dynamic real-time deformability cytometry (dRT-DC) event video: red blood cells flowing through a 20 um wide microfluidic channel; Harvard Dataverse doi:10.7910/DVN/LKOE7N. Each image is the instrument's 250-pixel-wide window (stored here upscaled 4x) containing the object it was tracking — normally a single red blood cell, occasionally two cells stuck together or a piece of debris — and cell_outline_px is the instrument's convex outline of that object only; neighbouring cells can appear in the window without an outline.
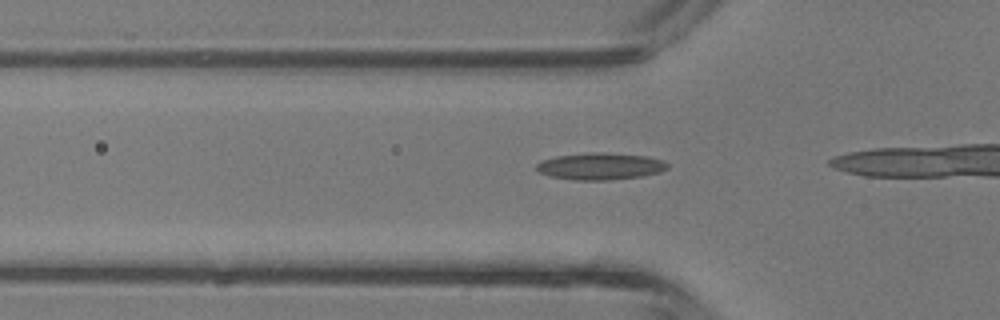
{"species": "common noctule bat (a hibernating species)", "species_latin": "Nyctalus noctula", "temperature_condition": "room temperature", "stored_images_in_passage": 10, "camera_frame_rate_fps": 3000, "um_per_image_px": 0.085, "animal": {"sex": "male", "body_mass_g": 13.3}, "frame": {"image": 1, "passage_image": 6, "time_ms": 1.667, "image_size_px": [1000, 320], "cell_outline_px": [[668, 168], [660, 172], [640, 176], [608, 180], [572, 180], [552, 176], [540, 172], [536, 168], [536, 164], [540, 160], [556, 156], [588, 152], [604, 152], [648, 156], [664, 160], [668, 164]], "centroid_in_image_um": [51.03, 14.12], "position_along_channel_um": 74.8, "area_um2": 20.63}}
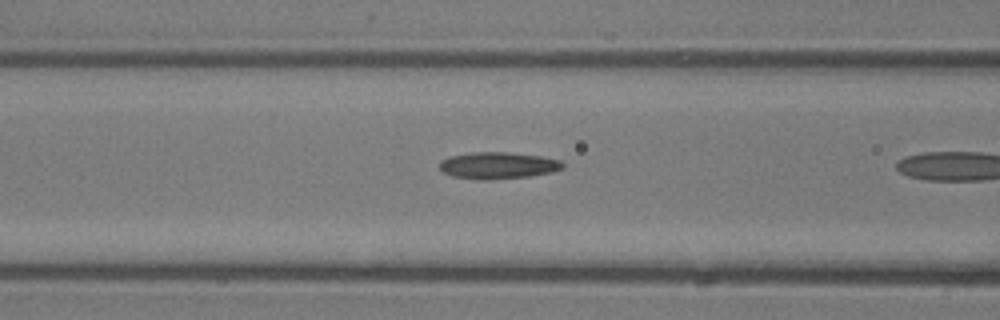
{"frame": {"image": 2, "passage_image": 9, "time_ms": 2.667, "image_size_px": [1000, 320], "cell_outline_px": [[564, 168], [552, 172], [528, 176], [488, 180], [480, 180], [452, 176], [444, 172], [440, 168], [440, 160], [448, 156], [472, 152], [508, 152], [540, 156], [560, 160], [564, 164]], "centroid_in_image_um": [42.31, 14.06], "position_along_channel_um": 124.3, "area_um2": 19.25}}